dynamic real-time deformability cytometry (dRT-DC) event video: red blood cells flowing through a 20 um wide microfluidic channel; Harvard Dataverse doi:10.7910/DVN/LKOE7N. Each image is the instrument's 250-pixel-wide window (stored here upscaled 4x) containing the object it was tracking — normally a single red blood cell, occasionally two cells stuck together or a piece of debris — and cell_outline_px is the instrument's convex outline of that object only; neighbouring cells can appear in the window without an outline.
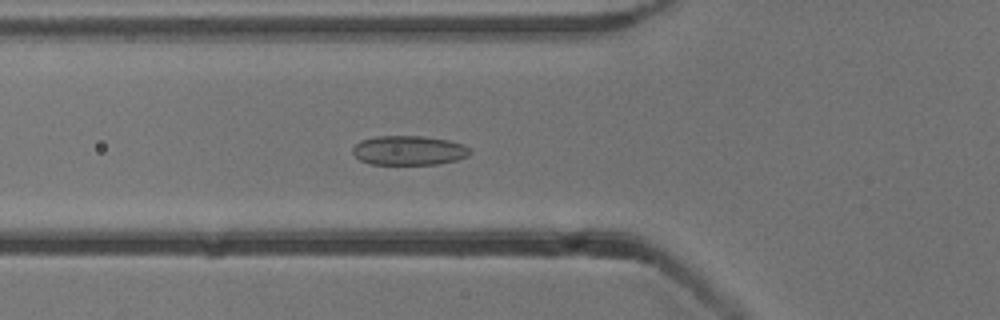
{"species": "common noctule bat (a hibernating species)", "species_latin": "Nyctalus noctula", "temperature_condition": "cold", "stored_images_in_passage": 55, "camera_frame_rate_fps": 3000, "um_per_image_px": 0.085, "animal": {"sex": "male", "body_mass_g": 13.3}, "frame": {"image": 1, "passage_image": 20, "time_ms": 6.333, "image_size_px": [1000, 320], "cell_outline_px": [[472, 152], [468, 156], [456, 160], [436, 164], [372, 164], [360, 160], [352, 152], [352, 148], [360, 140], [376, 136], [424, 136], [448, 140], [464, 144], [472, 148]], "centroid_in_image_um": [34.79, 12.77], "position_along_channel_um": 91.0, "area_um2": 20.23}}
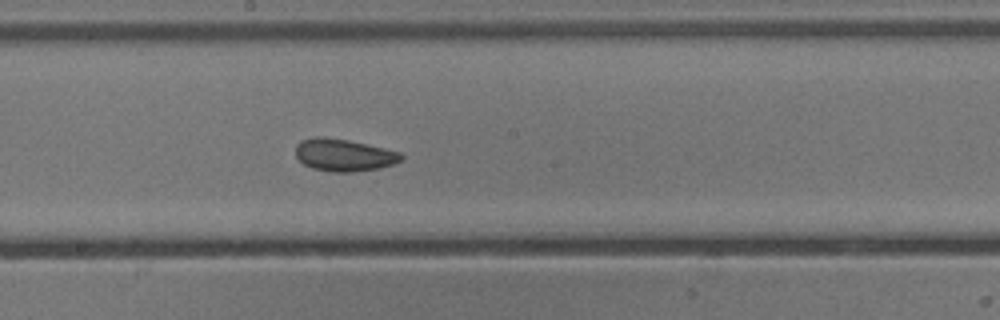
{"frame": {"image": 2, "passage_image": 30, "time_ms": 9.667, "image_size_px": [1000, 320], "cell_outline_px": [[404, 160], [392, 164], [376, 168], [352, 172], [332, 172], [312, 168], [304, 164], [296, 156], [296, 144], [300, 140], [316, 136], [320, 136], [348, 140], [384, 148], [400, 152], [404, 156]], "centroid_in_image_um": [29.21, 13.17], "position_along_channel_um": 219.0, "area_um2": 19.83}}
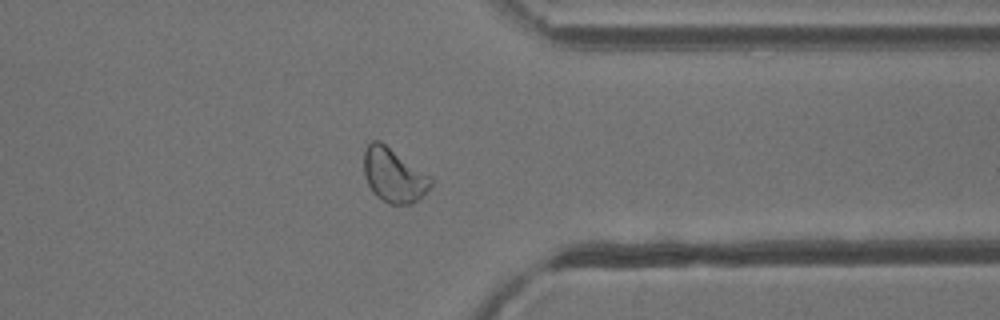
{"frame": {"image": 3, "passage_image": 43, "time_ms": 14.0, "image_size_px": [1000, 320], "cell_outline_px": [[432, 184], [412, 204], [388, 204], [376, 196], [372, 192], [364, 176], [364, 148], [372, 140], [380, 140], [432, 176]], "centroid_in_image_um": [33.44, 14.87], "position_along_channel_um": 378.0, "area_um2": 21.21}, "authors_computed_cell_mechanics": {"area_um2": 21.386, "velocity_mm_per_s": 3.8183, "shape_relaxation_time_tau1_ms": 2.9509, "shape_relaxation_time_tau2_ms": 1.9907, "deformation_change_tau1": 0.0632, "deformation_change_tau2": 0.0691}}